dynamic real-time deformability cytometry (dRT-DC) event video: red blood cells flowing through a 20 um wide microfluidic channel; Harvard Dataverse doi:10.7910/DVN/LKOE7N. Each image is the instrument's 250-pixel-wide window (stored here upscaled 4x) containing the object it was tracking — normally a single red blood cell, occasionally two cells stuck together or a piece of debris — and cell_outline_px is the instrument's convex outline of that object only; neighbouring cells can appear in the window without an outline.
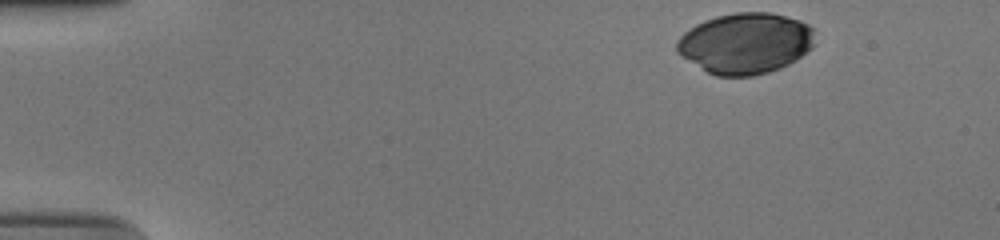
{"species": "human", "species_latin": "Homo sapiens", "temperature_condition": "cold", "stored_images_in_passage": 40, "camera_frame_rate_fps": 3000, "um_per_image_px": 0.085, "donor": {"sex": "male"}, "frame": {"image": 1, "passage_image": 1, "time_ms": 0.0, "image_size_px": [1000, 240], "cell_outline_px": [[816, 44], [812, 48], [796, 60], [780, 68], [768, 72], [752, 76], [716, 76], [708, 72], [676, 52], [676, 40], [688, 28], [704, 20], [716, 16], [736, 12], [772, 12], [800, 20], [816, 28]], "centroid_in_image_um": [63.41, 3.66], "position_along_channel_um": 21.6, "area_um2": 49.53}}
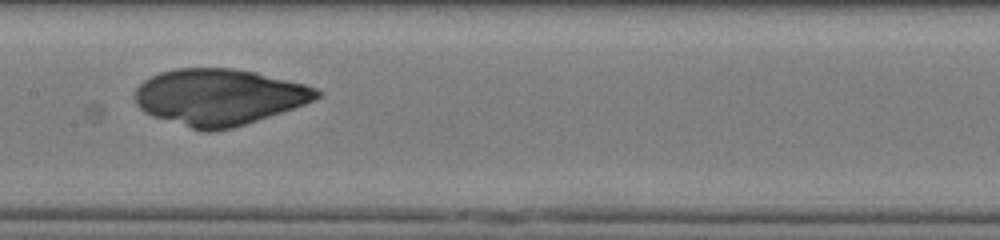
{"frame": {"image": 2, "passage_image": 23, "time_ms": 7.333, "image_size_px": [1000, 240], "cell_outline_px": [[320, 96], [316, 100], [232, 128], [212, 132], [204, 132], [152, 116], [144, 112], [136, 104], [132, 96], [136, 88], [144, 80], [160, 72], [176, 68], [232, 68], [256, 72], [304, 84], [316, 88], [320, 92]], "centroid_in_image_um": [18.57, 8.24], "position_along_channel_um": 188.8, "area_um2": 59.59}}
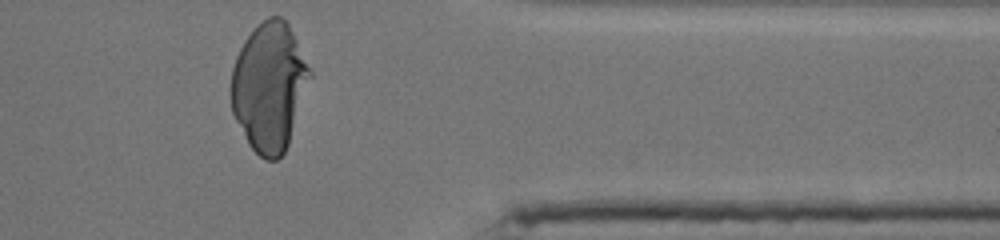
{"frame": {"image": 3, "passage_image": 40, "time_ms": 13.0, "image_size_px": [1000, 240], "cell_outline_px": [[312, 76], [288, 144], [284, 152], [276, 160], [264, 160], [248, 144], [232, 112], [228, 92], [232, 68], [236, 56], [244, 40], [268, 16], [280, 16], [288, 24], [312, 72]], "centroid_in_image_um": [22.86, 7.39], "position_along_channel_um": 388.5, "area_um2": 58.96}}